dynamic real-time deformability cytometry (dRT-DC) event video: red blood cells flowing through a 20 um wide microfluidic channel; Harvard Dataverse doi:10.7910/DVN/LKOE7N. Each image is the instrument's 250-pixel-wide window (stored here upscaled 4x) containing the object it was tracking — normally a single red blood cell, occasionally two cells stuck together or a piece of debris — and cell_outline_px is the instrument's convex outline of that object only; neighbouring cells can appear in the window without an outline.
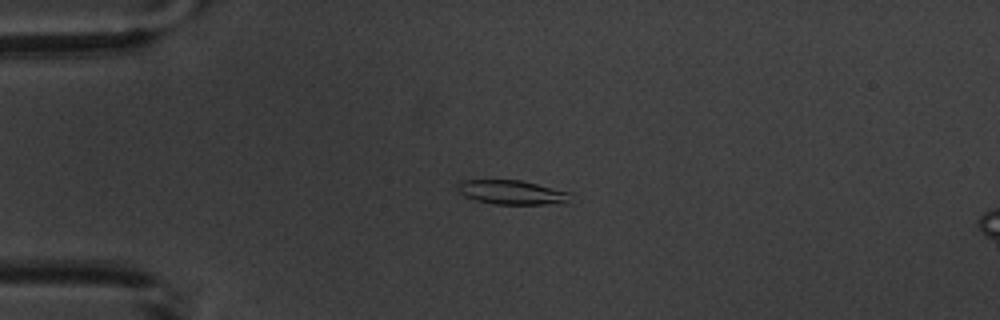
{"species": "common noctule bat (a hibernating species)", "species_latin": "Nyctalus noctula", "temperature_condition": "warm", "stored_images_in_passage": 4, "camera_frame_rate_fps": 3000, "um_per_image_px": 0.085, "animal": {"sex": "male", "body_mass_g": 20.1, "forearm_length_mm": 53.5}, "frame": {"image": 1, "passage_image": 2, "time_ms": 1.667, "image_size_px": [1000, 320], "cell_outline_px": [[572, 192], [568, 204], [492, 204], [476, 200], [464, 196], [456, 188], [460, 180], [520, 180]], "centroid_in_image_um": [43.55, 16.35], "position_along_channel_um": 41.4, "area_um2": 16.13}}